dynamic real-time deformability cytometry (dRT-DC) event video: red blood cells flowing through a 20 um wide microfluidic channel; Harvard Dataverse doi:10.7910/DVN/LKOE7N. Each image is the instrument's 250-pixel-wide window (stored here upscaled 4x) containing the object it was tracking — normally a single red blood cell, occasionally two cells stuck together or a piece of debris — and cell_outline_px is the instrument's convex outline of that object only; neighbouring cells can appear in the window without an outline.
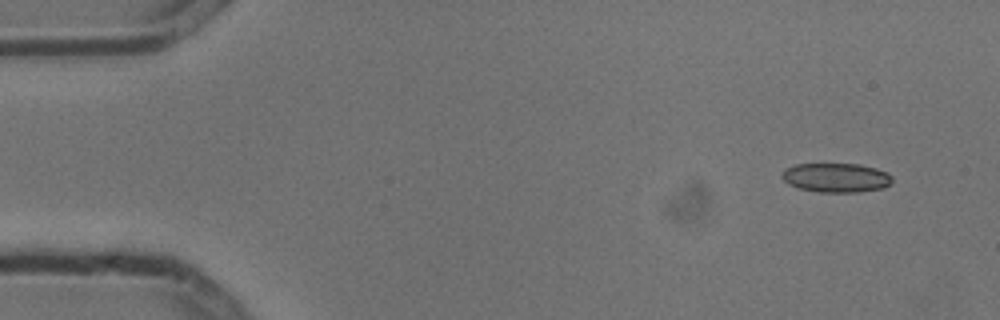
{"species": "common noctule bat (a hibernating species)", "species_latin": "Nyctalus noctula", "temperature_condition": "cold", "stored_images_in_passage": 7, "camera_frame_rate_fps": 3000, "um_per_image_px": 0.085, "animal": {"sex": "male", "body_mass_g": 13.3}, "frame": {"image": 1, "passage_image": 1, "time_ms": 0.0, "image_size_px": [1000, 320], "cell_outline_px": [[892, 184], [884, 188], [860, 192], [820, 192], [800, 188], [788, 184], [780, 176], [784, 168], [796, 164], [860, 164], [876, 168], [888, 172], [892, 176]], "centroid_in_image_um": [71.1, 15.1], "position_along_channel_um": 13.9, "area_um2": 19.02}}
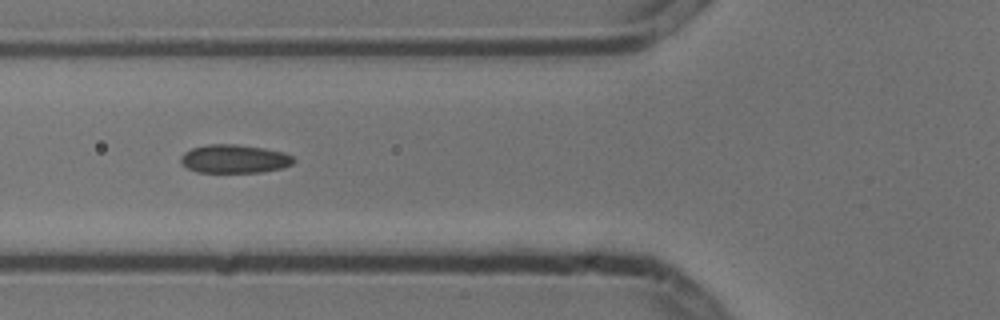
{"frame": {"image": 2, "passage_image": 5, "time_ms": 1.333, "image_size_px": [1000, 320], "cell_outline_px": [[296, 160], [292, 164], [280, 168], [260, 172], [196, 172], [180, 164], [180, 156], [184, 152], [192, 148], [208, 144], [236, 144], [264, 148], [284, 152], [292, 156]], "centroid_in_image_um": [19.89, 13.5], "position_along_channel_um": 105.9, "area_um2": 18.79}}
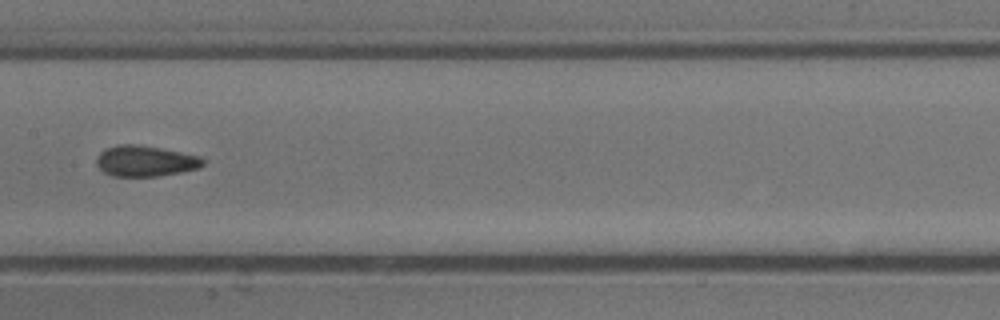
{"frame": {"image": 3, "passage_image": 7, "time_ms": 2.0, "image_size_px": [1000, 320], "cell_outline_px": [[204, 164], [200, 168], [180, 172], [156, 176], [112, 176], [104, 172], [96, 164], [96, 156], [104, 148], [116, 144], [140, 144], [200, 156], [204, 160]], "centroid_in_image_um": [12.32, 13.67], "position_along_channel_um": 195.1, "area_um2": 19.25}}